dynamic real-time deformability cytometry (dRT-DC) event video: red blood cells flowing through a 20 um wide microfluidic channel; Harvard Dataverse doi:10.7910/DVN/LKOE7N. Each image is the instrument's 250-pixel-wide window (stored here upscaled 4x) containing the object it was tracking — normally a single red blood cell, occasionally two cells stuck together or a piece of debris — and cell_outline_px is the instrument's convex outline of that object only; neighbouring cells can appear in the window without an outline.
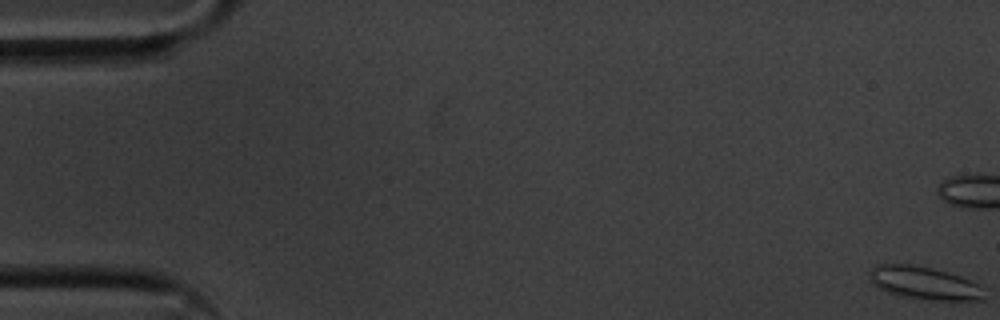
{"species": "common noctule bat (a hibernating species)", "species_latin": "Nyctalus noctula", "temperature_condition": "cold", "stored_images_in_passage": 16, "camera_frame_rate_fps": 3000, "um_per_image_px": 0.085, "animal": {"sex": "male", "body_mass_g": 20.1, "forearm_length_mm": 53.5}, "frame": {"image": 1, "passage_image": 1, "time_ms": 0.0, "image_size_px": [1000, 320], "cell_outline_px": [[984, 300], [932, 300], [900, 296], [888, 292], [880, 288], [868, 276], [872, 268], [876, 264], [912, 264], [932, 268], [948, 272], [960, 276], [980, 284], [984, 288]], "centroid_in_image_um": [78.6, 24.05], "position_along_channel_um": 6.4, "area_um2": 21.96}}